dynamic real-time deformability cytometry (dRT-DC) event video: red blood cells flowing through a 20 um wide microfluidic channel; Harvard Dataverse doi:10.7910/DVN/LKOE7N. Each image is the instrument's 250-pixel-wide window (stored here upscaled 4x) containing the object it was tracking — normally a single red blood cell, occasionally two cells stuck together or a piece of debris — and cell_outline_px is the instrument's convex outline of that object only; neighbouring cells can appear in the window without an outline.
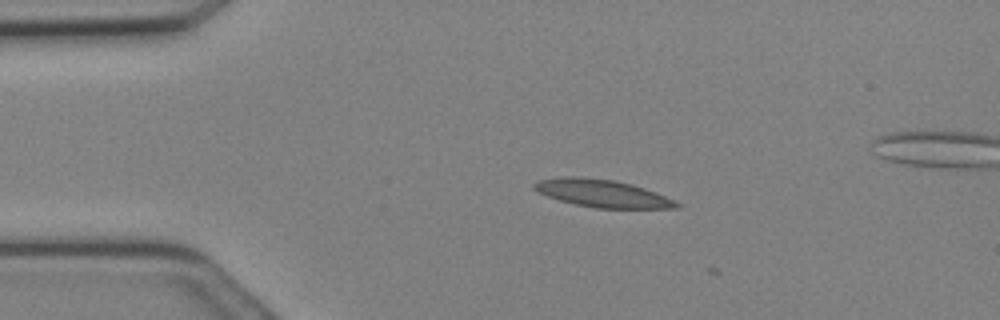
{"species": "Egyptian fruit bat (a non-hibernating species)", "species_latin": "Rousettus aegyptiacus", "temperature_condition": "cold", "stored_images_in_passage": 3, "camera_frame_rate_fps": 3000, "um_per_image_px": 0.085, "animal": {"sex": "female"}, "frame": {"image": 1, "passage_image": 2, "time_ms": 0.333, "image_size_px": [1000, 320], "cell_outline_px": [[680, 208], [596, 208], [576, 204], [560, 200], [536, 192], [532, 188], [532, 184], [540, 180], [556, 176], [584, 176], [616, 180], [632, 184], [656, 192], [676, 200], [680, 204]], "centroid_in_image_um": [51.18, 16.42], "position_along_channel_um": 33.8, "area_um2": 23.18}}